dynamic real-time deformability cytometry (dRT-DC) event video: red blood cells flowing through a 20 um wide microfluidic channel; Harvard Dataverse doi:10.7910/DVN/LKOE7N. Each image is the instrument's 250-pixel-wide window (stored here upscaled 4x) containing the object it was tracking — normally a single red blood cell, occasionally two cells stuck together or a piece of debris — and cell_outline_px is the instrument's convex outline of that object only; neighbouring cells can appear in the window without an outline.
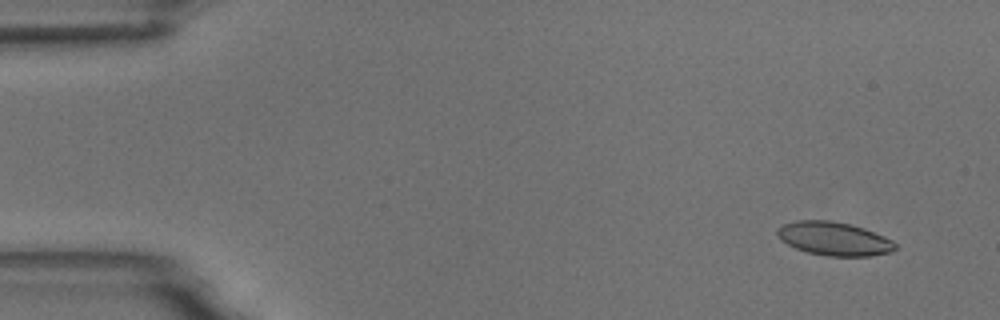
{"species": "common noctule bat (a hibernating species)", "species_latin": "Nyctalus noctula", "temperature_condition": "room temperature", "stored_images_in_passage": 7, "camera_frame_rate_fps": 3000, "um_per_image_px": 0.085, "animal": {"sex": "male", "body_mass_g": 18.8}, "frame": {"image": 1, "passage_image": 1, "time_ms": 0.0, "image_size_px": [1000, 320], "cell_outline_px": [[896, 248], [892, 252], [872, 256], [828, 256], [808, 252], [796, 248], [780, 240], [776, 232], [784, 224], [796, 220], [832, 220], [852, 224], [864, 228], [884, 236], [892, 240], [896, 244]], "centroid_in_image_um": [70.92, 20.29], "position_along_channel_um": 14.1, "area_um2": 23.12}}
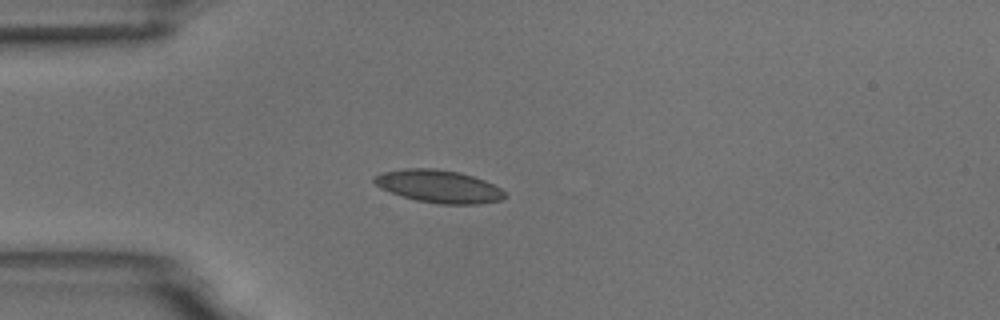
{"frame": {"image": 2, "passage_image": 4, "time_ms": 3.667, "image_size_px": [1000, 320], "cell_outline_px": [[508, 196], [504, 200], [480, 204], [436, 204], [416, 200], [380, 188], [372, 180], [376, 176], [384, 172], [404, 168], [432, 168], [460, 172], [484, 180], [500, 188]], "centroid_in_image_um": [37.34, 15.85], "position_along_channel_um": 47.7, "area_um2": 24.85}}